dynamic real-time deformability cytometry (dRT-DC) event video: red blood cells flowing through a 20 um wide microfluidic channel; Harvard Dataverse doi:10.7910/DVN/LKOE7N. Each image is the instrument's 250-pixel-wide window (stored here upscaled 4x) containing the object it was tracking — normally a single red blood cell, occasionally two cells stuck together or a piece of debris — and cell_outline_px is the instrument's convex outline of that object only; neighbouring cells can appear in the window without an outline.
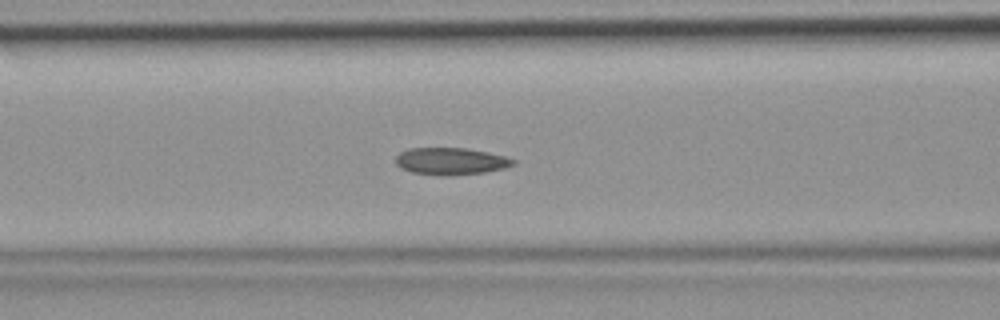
{"species": "common noctule bat (a hibernating species)", "species_latin": "Nyctalus noctula", "temperature_condition": "room temperature", "stored_images_in_passage": 37, "segment_of_instrument_passage": [1, 2], "camera_frame_rate_fps": 3000, "um_per_image_px": 0.085, "animal": {"sex": "female", "body_mass_g": 19.9}, "frame": {"image": 1, "passage_image": 8, "time_ms": 2.333, "image_size_px": [1000, 320], "cell_outline_px": [[516, 164], [504, 168], [484, 172], [448, 176], [412, 172], [400, 168], [396, 164], [396, 156], [400, 152], [408, 148], [464, 148], [488, 152], [504, 156], [516, 160]], "centroid_in_image_um": [38.31, 13.7], "position_along_channel_um": 128.3, "area_um2": 18.5}}
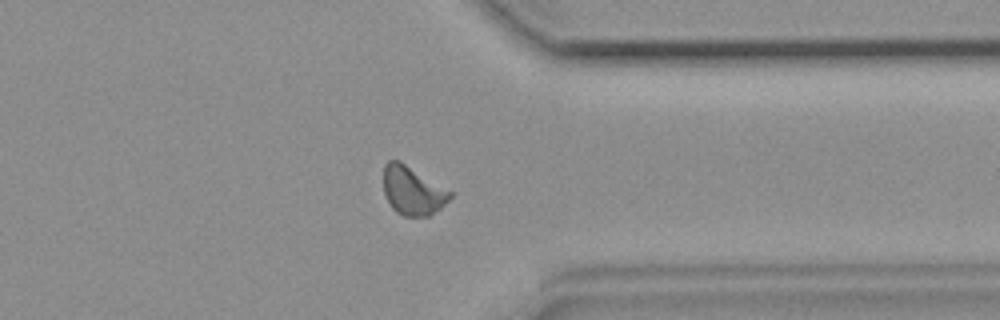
{"frame": {"image": 2, "passage_image": 26, "time_ms": 8.333, "image_size_px": [1000, 320], "cell_outline_px": [[452, 196], [440, 208], [428, 216], [404, 216], [396, 212], [392, 208], [384, 192], [384, 164], [388, 160], [400, 160], [452, 192]], "centroid_in_image_um": [35.05, 16.19], "position_along_channel_um": 376.3, "area_um2": 18.67}}
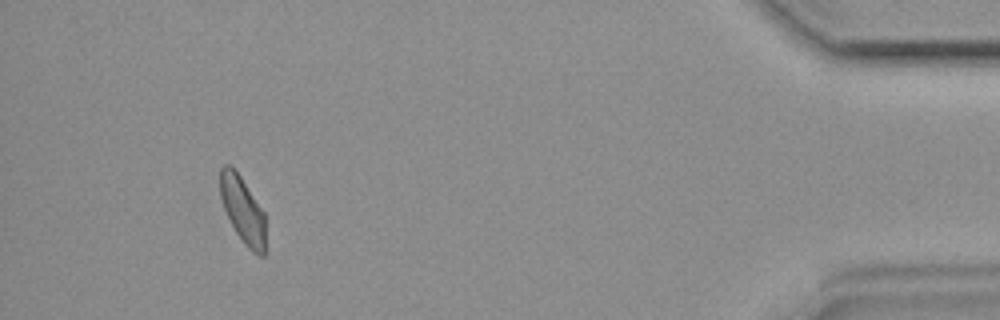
{"frame": {"image": 3, "passage_image": 33, "time_ms": 10.667, "image_size_px": [1000, 320], "cell_outline_px": [[264, 256], [260, 256], [252, 252], [244, 244], [236, 232], [224, 208], [220, 196], [220, 168], [224, 164], [228, 164], [240, 176], [264, 212]], "centroid_in_image_um": [20.62, 17.84], "position_along_channel_um": 414.6, "area_um2": 17.17}}